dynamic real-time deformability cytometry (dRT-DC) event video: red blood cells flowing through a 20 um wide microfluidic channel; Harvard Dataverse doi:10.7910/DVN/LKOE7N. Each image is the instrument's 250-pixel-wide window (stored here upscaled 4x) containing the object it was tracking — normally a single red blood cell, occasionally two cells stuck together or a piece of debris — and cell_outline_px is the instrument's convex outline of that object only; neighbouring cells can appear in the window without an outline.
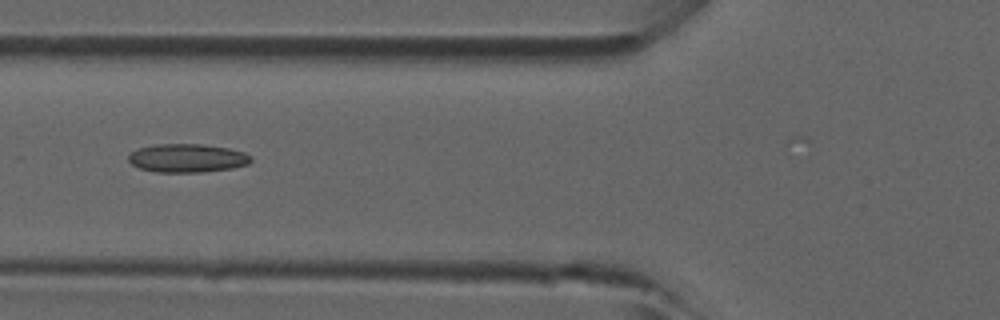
{"species": "common noctule bat (a hibernating species)", "species_latin": "Nyctalus noctula", "temperature_condition": "room temperature", "stored_images_in_passage": 6, "camera_frame_rate_fps": 3000, "um_per_image_px": 0.085, "animal": {"sex": "male", "forearm_length_mm": 52.5}, "frame": {"image": 1, "passage_image": 6, "time_ms": 1.667, "image_size_px": [1000, 320], "cell_outline_px": [[252, 160], [248, 164], [232, 168], [200, 172], [156, 172], [140, 168], [132, 164], [128, 160], [128, 156], [136, 148], [156, 144], [204, 144], [228, 148], [244, 152], [252, 156]], "centroid_in_image_um": [15.92, 13.43], "position_along_channel_um": 109.9, "area_um2": 20.4}}